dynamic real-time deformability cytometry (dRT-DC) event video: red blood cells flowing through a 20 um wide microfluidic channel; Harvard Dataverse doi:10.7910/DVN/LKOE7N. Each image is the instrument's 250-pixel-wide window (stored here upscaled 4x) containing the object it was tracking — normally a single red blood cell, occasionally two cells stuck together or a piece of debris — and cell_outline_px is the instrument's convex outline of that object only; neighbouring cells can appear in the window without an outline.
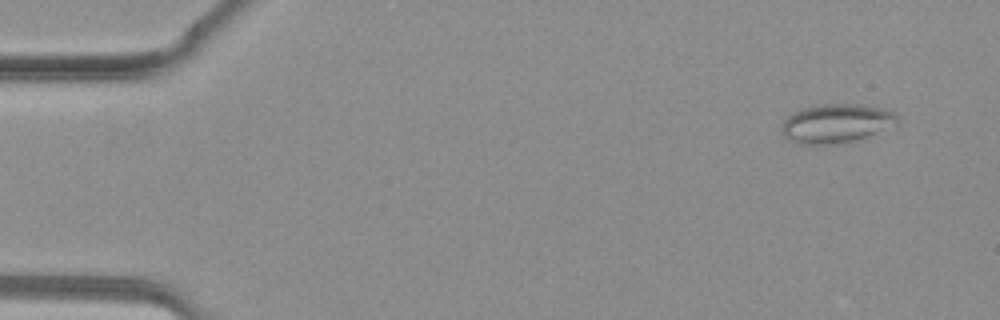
{"species": "common noctule bat (a hibernating species)", "species_latin": "Nyctalus noctula", "temperature_condition": "warm", "stored_images_in_passage": 39, "camera_frame_rate_fps": 3000, "um_per_image_px": 0.085, "animal": {"sex": "female", "body_mass_g": 19.3, "forearm_length_mm": 54.1}, "frame": {"image": 1, "passage_image": 3, "time_ms": 0.667, "image_size_px": [1000, 320], "cell_outline_px": [[896, 124], [864, 136], [852, 140], [824, 144], [804, 144], [788, 140], [780, 132], [780, 128], [784, 120], [792, 112], [816, 104], [860, 104], [884, 108], [892, 112], [896, 116]], "centroid_in_image_um": [70.99, 10.46], "position_along_channel_um": 14.0, "area_um2": 25.72}}
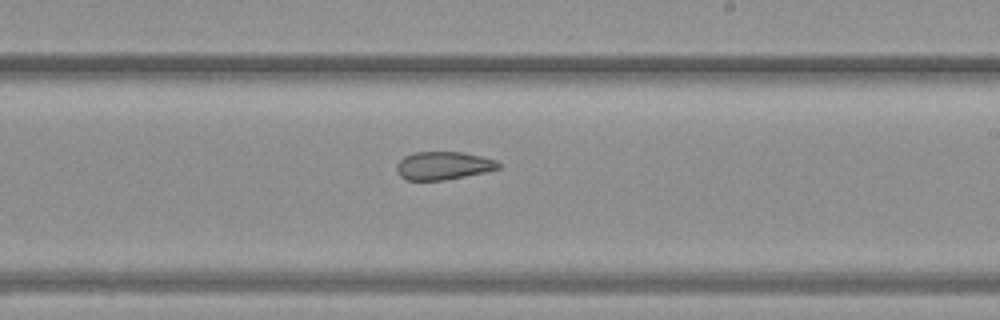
{"frame": {"image": 2, "passage_image": 23, "time_ms": 7.333, "image_size_px": [1000, 320], "cell_outline_px": [[500, 168], [484, 172], [444, 180], [404, 180], [396, 172], [396, 164], [404, 156], [416, 152], [460, 152], [480, 156], [496, 160], [500, 164]], "centroid_in_image_um": [37.63, 14.08], "position_along_channel_um": 251.4, "area_um2": 16.59}}
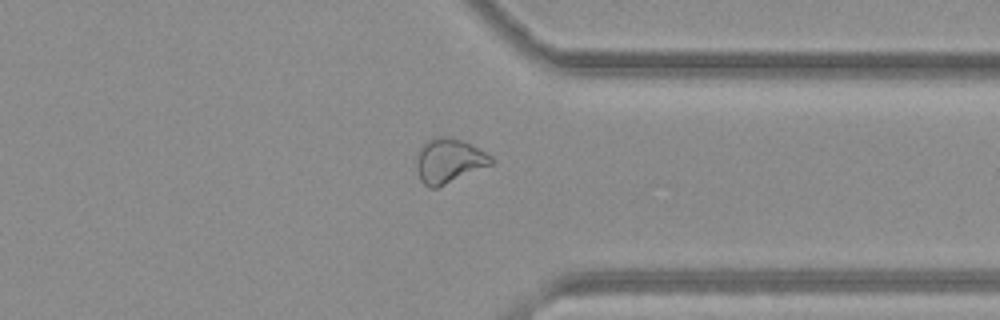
{"frame": {"image": 3, "passage_image": 30, "time_ms": 9.667, "image_size_px": [1000, 320], "cell_outline_px": [[496, 160], [492, 164], [436, 188], [428, 188], [420, 180], [416, 164], [416, 160], [420, 148], [432, 136], [444, 136], [464, 140], [492, 156]], "centroid_in_image_um": [38.16, 13.65], "position_along_channel_um": 373.2, "area_um2": 19.36}}